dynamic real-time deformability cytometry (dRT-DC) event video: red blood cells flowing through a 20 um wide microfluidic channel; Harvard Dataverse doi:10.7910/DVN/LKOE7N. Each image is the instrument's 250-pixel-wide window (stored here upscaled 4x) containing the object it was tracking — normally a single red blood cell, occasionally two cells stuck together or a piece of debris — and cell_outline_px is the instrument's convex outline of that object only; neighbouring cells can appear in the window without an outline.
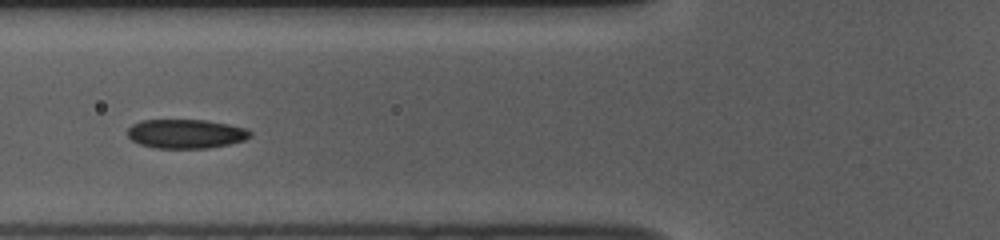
{"species": "common noctule bat (a hibernating species)", "species_latin": "Nyctalus noctula", "temperature_condition": "room temperature", "stored_images_in_passage": 44, "camera_frame_rate_fps": 3000, "um_per_image_px": 0.085, "animal": {"sex": "female", "body_mass_g": 10.0, "forearm_length_mm": 53.1}, "frame": {"image": 1, "passage_image": 17, "time_ms": 5.333, "image_size_px": [1000, 240], "cell_outline_px": [[252, 136], [244, 140], [228, 144], [208, 148], [156, 148], [140, 144], [132, 140], [128, 136], [128, 128], [132, 124], [140, 120], [204, 120], [228, 124], [248, 128], [252, 132]], "centroid_in_image_um": [15.82, 11.37], "position_along_channel_um": 110.0, "area_um2": 20.87}}
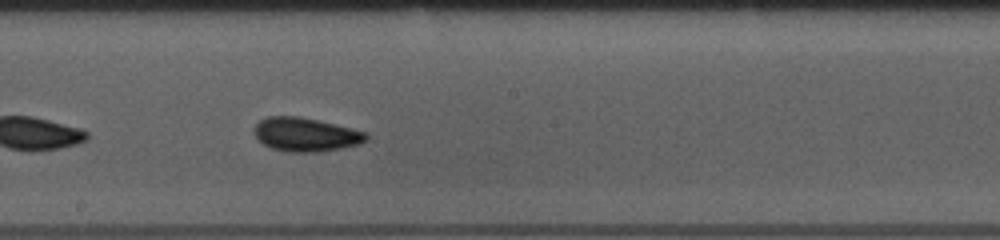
{"frame": {"image": 2, "passage_image": 26, "time_ms": 8.333, "image_size_px": [1000, 240], "cell_outline_px": [[368, 140], [360, 144], [320, 152], [288, 152], [272, 148], [264, 144], [256, 136], [252, 128], [260, 120], [268, 116], [300, 116], [352, 128], [368, 132]], "centroid_in_image_um": [26.0, 11.43], "position_along_channel_um": 222.2, "area_um2": 22.14}}
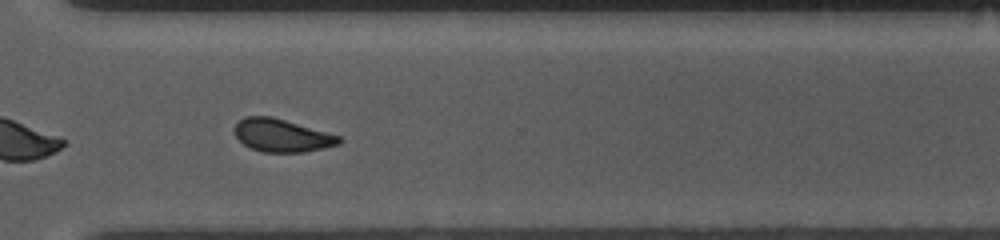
{"frame": {"image": 3, "passage_image": 36, "time_ms": 11.667, "image_size_px": [1000, 240], "cell_outline_px": [[344, 140], [340, 144], [324, 148], [304, 152], [264, 152], [252, 148], [244, 144], [236, 136], [236, 124], [244, 116], [272, 116], [340, 136]], "centroid_in_image_um": [24.0, 11.51], "position_along_channel_um": 346.6, "area_um2": 19.83}, "authors_computed_cell_mechanics": {"area_um2": 20.9814, "velocity_mm_per_s": 3.7395, "shape_relaxation_time_tau1_ms": 4.8382, "shape_relaxation_time_tau2_ms": 2.4708, "deformation_change_tau1": 0.1109, "deformation_change_tau2": 0.0904}}